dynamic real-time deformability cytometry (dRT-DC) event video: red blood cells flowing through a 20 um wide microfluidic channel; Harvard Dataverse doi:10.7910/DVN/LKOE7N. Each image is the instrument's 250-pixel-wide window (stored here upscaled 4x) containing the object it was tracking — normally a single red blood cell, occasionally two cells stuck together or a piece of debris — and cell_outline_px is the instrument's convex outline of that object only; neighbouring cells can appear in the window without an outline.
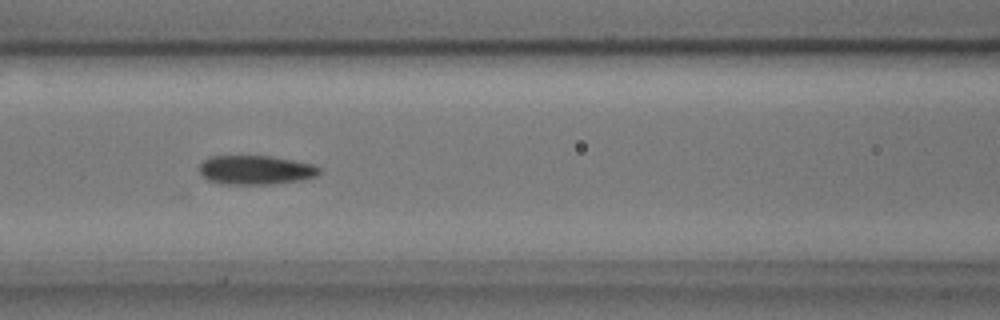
{"species": "common noctule bat (a hibernating species)", "species_latin": "Nyctalus noctula", "temperature_condition": "cold", "stored_images_in_passage": 9, "camera_frame_rate_fps": 3000, "um_per_image_px": 0.085, "animal": {"sex": "male", "body_mass_g": 17.9, "forearm_length_mm": 54.2}, "frame": {"image": 1, "passage_image": 6, "time_ms": 1.667, "image_size_px": [1000, 320], "cell_outline_px": [[320, 172], [316, 176], [300, 180], [272, 184], [220, 184], [208, 180], [200, 176], [200, 164], [208, 156], [272, 156], [312, 164], [320, 168]], "centroid_in_image_um": [21.69, 14.45], "position_along_channel_um": 144.9, "area_um2": 20.4}}
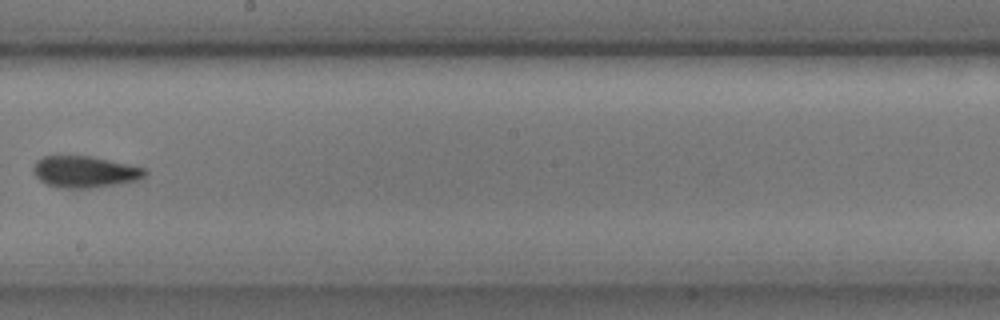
{"frame": {"image": 2, "passage_image": 8, "time_ms": 2.333, "image_size_px": [1000, 320], "cell_outline_px": [[148, 172], [144, 176], [136, 180], [116, 184], [88, 188], [56, 188], [40, 180], [36, 176], [32, 168], [36, 160], [44, 156], [92, 156], [148, 168]], "centroid_in_image_um": [7.21, 14.59], "position_along_channel_um": 241.0, "area_um2": 20.58}}
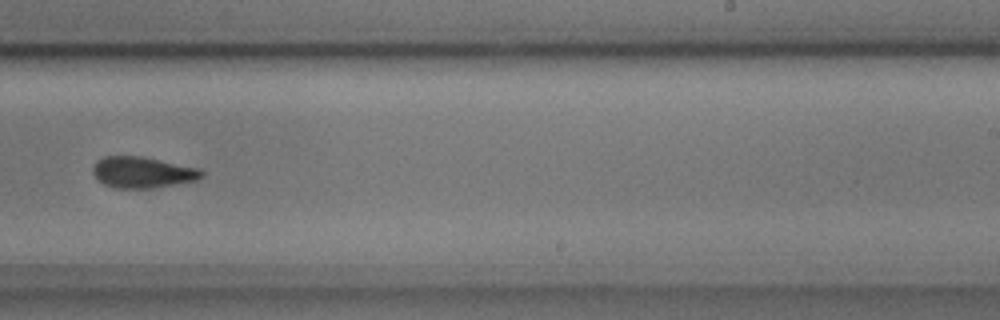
{"frame": {"image": 3, "passage_image": 9, "time_ms": 2.667, "image_size_px": [1000, 320], "cell_outline_px": [[204, 176], [196, 180], [152, 188], [116, 188], [104, 184], [92, 172], [92, 164], [96, 160], [104, 156], [144, 156], [200, 168], [204, 172]], "centroid_in_image_um": [12.11, 14.63], "position_along_channel_um": 276.9, "area_um2": 19.88}}